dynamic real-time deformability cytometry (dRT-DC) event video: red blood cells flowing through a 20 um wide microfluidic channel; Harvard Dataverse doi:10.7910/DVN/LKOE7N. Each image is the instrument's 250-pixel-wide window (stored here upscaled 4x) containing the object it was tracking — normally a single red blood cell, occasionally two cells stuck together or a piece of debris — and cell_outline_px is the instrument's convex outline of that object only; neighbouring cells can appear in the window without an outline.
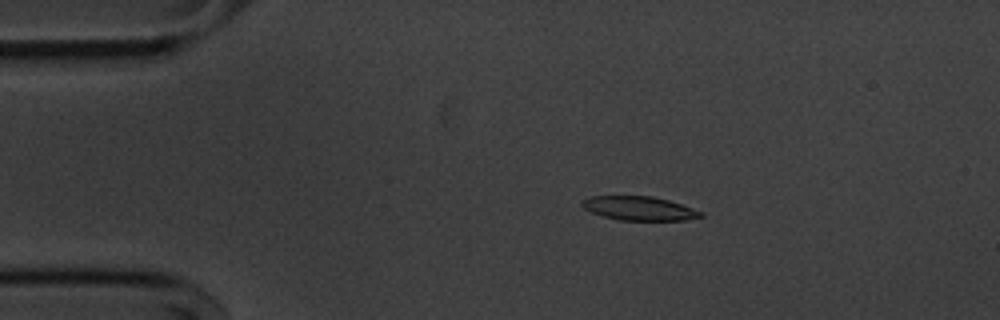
{"species": "common noctule bat (a hibernating species)", "species_latin": "Nyctalus noctula", "temperature_condition": "cold", "stored_images_in_passage": 49, "camera_frame_rate_fps": 3000, "um_per_image_px": 0.085, "animal": {"sex": "male", "body_mass_g": 20.1, "forearm_length_mm": 53.5}, "frame": {"image": 1, "passage_image": 4, "time_ms": 1.0, "image_size_px": [1000, 320], "cell_outline_px": [[704, 216], [684, 220], [620, 220], [604, 216], [592, 212], [584, 208], [580, 204], [584, 200], [592, 196], [652, 196], [668, 200], [692, 208], [700, 212]], "centroid_in_image_um": [54.32, 17.71], "position_along_channel_um": 30.7, "area_um2": 16.24}}
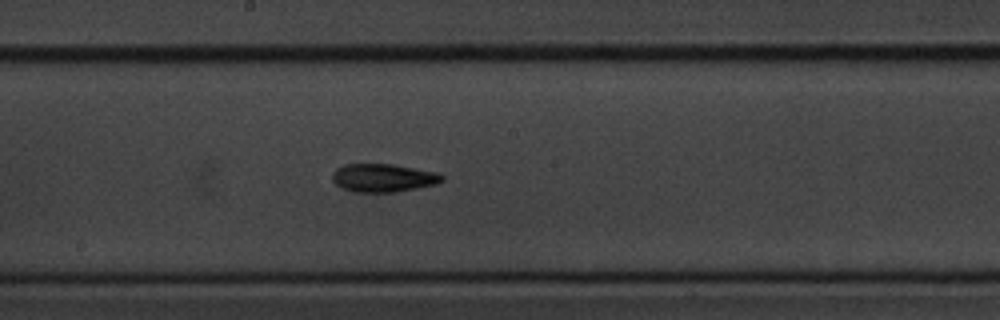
{"frame": {"image": 2, "passage_image": 23, "time_ms": 7.333, "image_size_px": [1000, 320], "cell_outline_px": [[444, 180], [436, 184], [396, 192], [356, 192], [344, 188], [336, 184], [332, 180], [332, 172], [336, 168], [344, 164], [392, 164], [440, 172], [444, 176]], "centroid_in_image_um": [32.6, 15.11], "position_along_channel_um": 215.6, "area_um2": 18.15}}
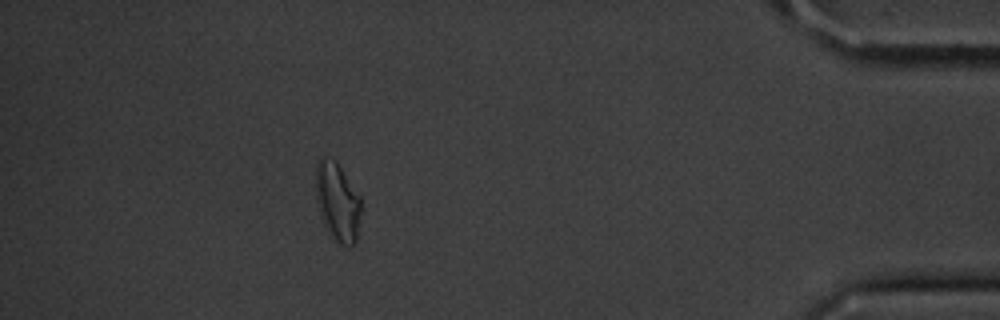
{"frame": {"image": 3, "passage_image": 43, "time_ms": 14.0, "image_size_px": [1000, 320], "cell_outline_px": [[360, 212], [356, 244], [336, 244], [332, 240], [320, 216], [316, 196], [316, 164], [320, 156], [336, 160], [360, 196]], "centroid_in_image_um": [28.67, 17.16], "position_along_channel_um": 406.5, "area_um2": 20.81}, "authors_computed_cell_mechanics": {"area_um2": 17.4556, "velocity_mm_per_s": 3.6277, "shape_relaxation_time_tau1_ms": 7.9724, "shape_relaxation_time_tau2_ms": 7.349, "deformation_change_tau1": 0.1992, "deformation_change_tau2": 0.1616}}